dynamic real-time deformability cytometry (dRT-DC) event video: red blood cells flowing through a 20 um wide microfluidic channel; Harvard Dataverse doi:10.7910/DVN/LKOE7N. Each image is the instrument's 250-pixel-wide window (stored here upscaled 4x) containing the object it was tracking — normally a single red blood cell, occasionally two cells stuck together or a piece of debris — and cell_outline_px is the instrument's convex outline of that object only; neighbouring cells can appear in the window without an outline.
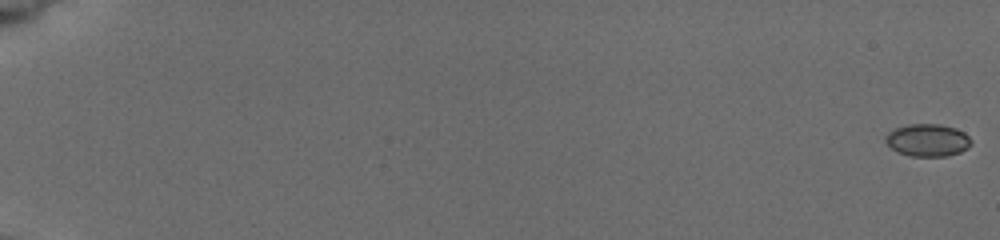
{"species": "common noctule bat (a hibernating species)", "species_latin": "Nyctalus noctula", "temperature_condition": "cold", "stored_images_in_passage": 42, "camera_frame_rate_fps": 3000, "um_per_image_px": 0.085, "animal": {"sex": "female", "body_mass_g": 19.5, "forearm_length_mm": 54.1}, "frame": {"image": 1, "passage_image": 1, "time_ms": 0.0, "image_size_px": [1000, 240], "cell_outline_px": [[972, 144], [968, 148], [960, 152], [948, 156], [912, 156], [896, 152], [884, 140], [884, 136], [888, 132], [896, 128], [908, 124], [940, 124], [956, 128], [964, 132], [972, 140]], "centroid_in_image_um": [78.86, 11.91], "position_along_channel_um": 6.1, "area_um2": 16.36}}
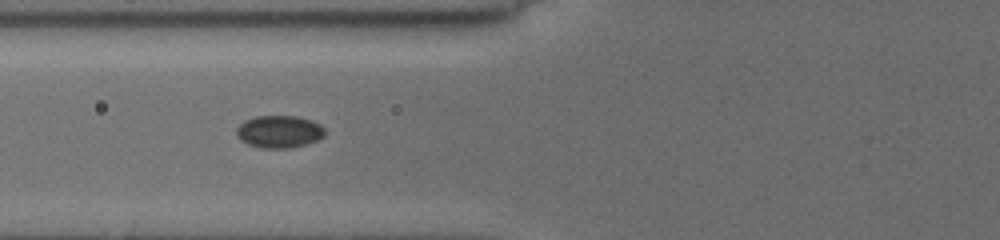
{"frame": {"image": 2, "passage_image": 34, "time_ms": 8.0, "image_size_px": [1000, 240], "cell_outline_px": [[324, 136], [308, 144], [292, 148], [260, 148], [248, 144], [240, 140], [236, 136], [236, 128], [244, 120], [256, 116], [300, 116], [312, 120], [320, 124], [324, 128]], "centroid_in_image_um": [23.72, 11.19], "position_along_channel_um": 102.1, "area_um2": 16.94}}
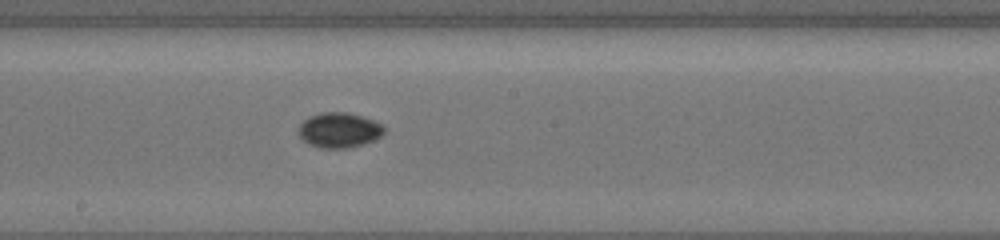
{"frame": {"image": 3, "passage_image": 42, "time_ms": 11.0, "image_size_px": [1000, 240], "cell_outline_px": [[384, 132], [380, 136], [364, 144], [348, 148], [320, 148], [308, 144], [296, 132], [300, 124], [308, 116], [320, 112], [348, 112], [372, 120], [380, 124], [384, 128]], "centroid_in_image_um": [28.77, 11.06], "position_along_channel_um": 219.4, "area_um2": 17.51}}